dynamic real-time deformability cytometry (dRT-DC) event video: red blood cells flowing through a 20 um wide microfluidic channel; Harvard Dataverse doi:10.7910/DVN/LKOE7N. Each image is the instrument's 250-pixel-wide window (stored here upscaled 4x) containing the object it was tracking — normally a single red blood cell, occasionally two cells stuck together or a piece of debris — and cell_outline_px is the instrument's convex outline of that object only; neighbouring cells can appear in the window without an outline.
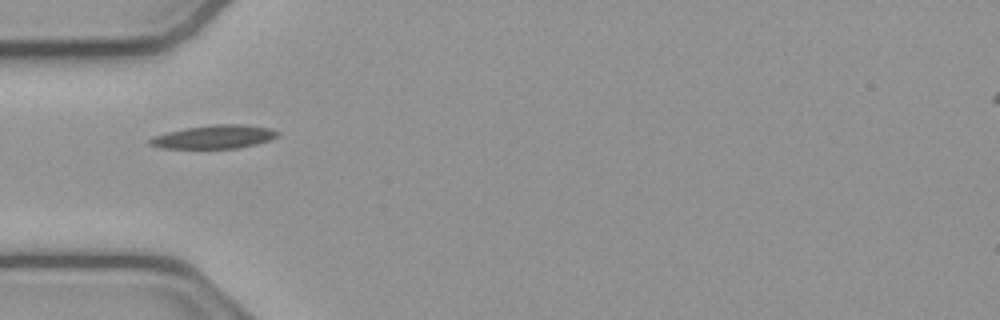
{"species": "common noctule bat (a hibernating species)", "species_latin": "Nyctalus noctula", "temperature_condition": "cold", "stored_images_in_passage": 12, "camera_frame_rate_fps": 3000, "um_per_image_px": 0.085, "animal": {"sex": "male", "body_mass_g": 23.1, "forearm_length_mm": 52.7}, "frame": {"image": 1, "passage_image": 1, "time_ms": 0.0, "image_size_px": [1000, 320], "cell_outline_px": [[280, 132], [276, 136], [268, 140], [256, 144], [236, 148], [160, 148], [148, 144], [148, 140], [152, 136], [184, 128], [212, 124], [240, 124], [272, 128]], "centroid_in_image_um": [18.17, 11.62], "position_along_channel_um": 66.8, "area_um2": 17.46}}
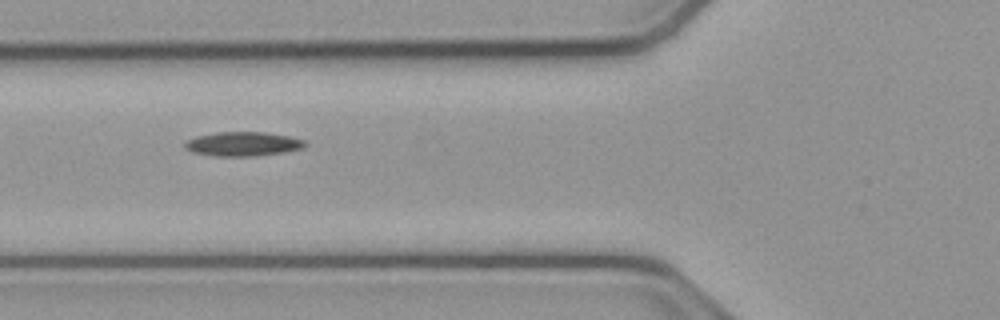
{"frame": {"image": 2, "passage_image": 4, "time_ms": 1.0, "image_size_px": [1000, 320], "cell_outline_px": [[308, 144], [304, 148], [284, 152], [252, 156], [216, 156], [192, 152], [184, 148], [184, 144], [188, 140], [196, 136], [216, 132], [264, 132], [288, 136], [304, 140]], "centroid_in_image_um": [20.65, 12.23], "position_along_channel_um": 105.2, "area_um2": 16.94}}
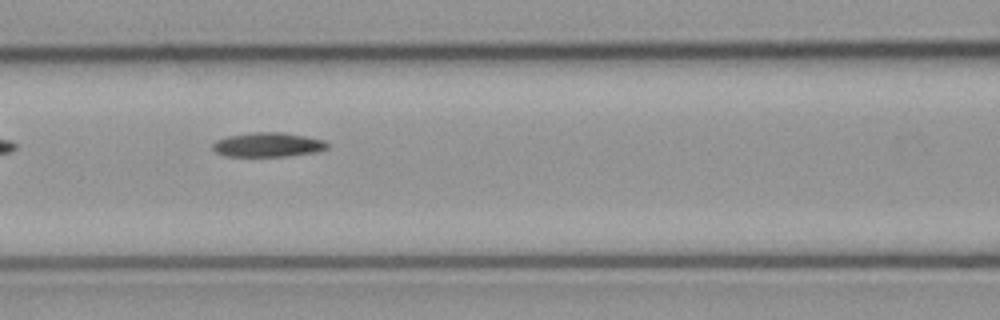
{"frame": {"image": 3, "passage_image": 7, "time_ms": 2.0, "image_size_px": [1000, 320], "cell_outline_px": [[328, 148], [316, 152], [284, 156], [224, 156], [216, 152], [212, 148], [212, 144], [216, 140], [228, 136], [252, 132], [280, 132], [304, 136], [324, 140], [328, 144]], "centroid_in_image_um": [22.74, 12.3], "position_along_channel_um": 143.9, "area_um2": 16.18}}